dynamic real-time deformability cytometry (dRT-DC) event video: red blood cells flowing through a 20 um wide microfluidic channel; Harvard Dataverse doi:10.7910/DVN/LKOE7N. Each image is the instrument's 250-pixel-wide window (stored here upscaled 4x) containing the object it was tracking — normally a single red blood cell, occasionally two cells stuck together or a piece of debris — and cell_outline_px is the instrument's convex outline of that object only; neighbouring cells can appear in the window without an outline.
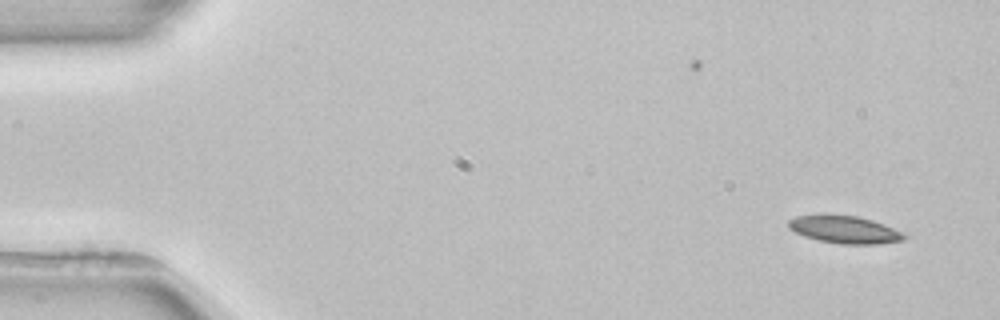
{"species": "common noctule bat (a hibernating species)", "species_latin": "Nyctalus noctula", "temperature_condition": "room temperature", "stored_images_in_passage": 2, "camera_frame_rate_fps": 3000, "um_per_image_px": 0.085, "animal": {"sex": "female", "body_mass_g": 22.7, "forearm_length_mm": 54.2}, "frame": {"image": 1, "passage_image": 2, "time_ms": 1.333, "image_size_px": [1000, 320], "cell_outline_px": [[908, 236], [904, 240], [876, 244], [840, 244], [820, 240], [804, 236], [788, 228], [788, 220], [796, 216], [824, 212], [856, 216], [872, 220], [884, 224]], "centroid_in_image_um": [71.73, 19.48], "position_along_channel_um": 13.3, "area_um2": 18.9}}